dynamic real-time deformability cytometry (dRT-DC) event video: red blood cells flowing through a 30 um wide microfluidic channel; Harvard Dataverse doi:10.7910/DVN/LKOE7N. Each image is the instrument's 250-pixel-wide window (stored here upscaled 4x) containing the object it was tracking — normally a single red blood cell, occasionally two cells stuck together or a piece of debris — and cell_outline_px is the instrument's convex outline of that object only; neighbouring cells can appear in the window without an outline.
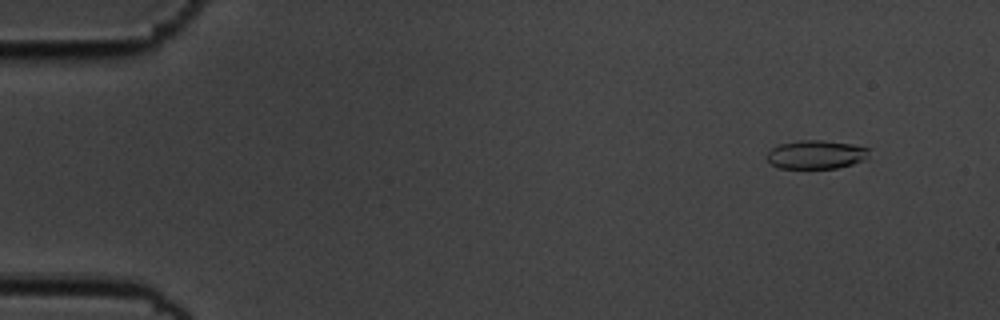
{"species": "common noctule bat (a hibernating species)", "species_latin": "Nyctalus noctula", "temperature_condition": "cold", "stored_images_in_passage": 55, "camera_frame_rate_fps": 3000, "um_per_image_px": 0.085, "animal": {"sex": "male", "body_mass_g": 19.5, "forearm_length_mm": 54.6}, "frame": {"image": 1, "passage_image": 5, "time_ms": 1.333, "image_size_px": [1000, 320], "cell_outline_px": [[868, 160], [836, 168], [780, 168], [772, 164], [764, 156], [772, 148], [780, 144], [800, 140], [824, 140], [852, 144], [868, 148]], "centroid_in_image_um": [69.38, 13.14], "position_along_channel_um": 15.6, "area_um2": 17.11}}
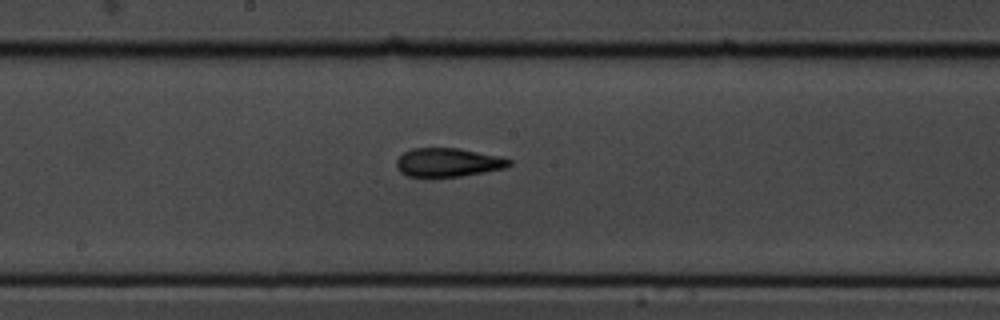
{"frame": {"image": 2, "passage_image": 30, "time_ms": 9.667, "image_size_px": [1000, 320], "cell_outline_px": [[512, 164], [504, 168], [460, 176], [408, 176], [400, 172], [396, 168], [396, 160], [404, 152], [412, 148], [456, 148], [500, 156], [512, 160]], "centroid_in_image_um": [38.06, 13.79], "position_along_channel_um": 210.1, "area_um2": 18.61}}
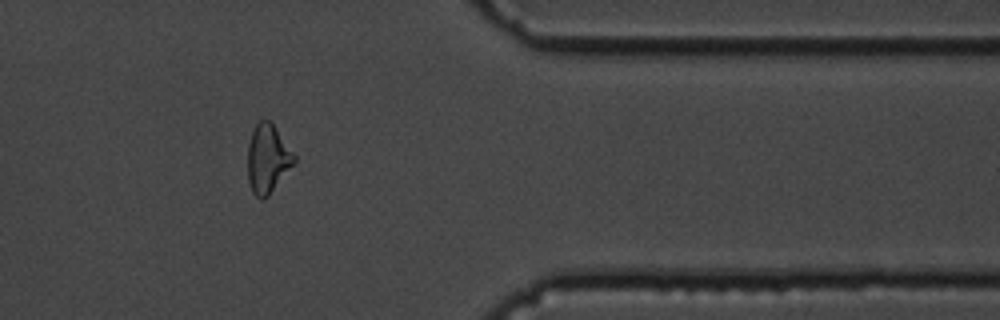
{"frame": {"image": 3, "passage_image": 46, "time_ms": 15.0, "image_size_px": [1000, 320], "cell_outline_px": [[296, 160], [268, 196], [264, 200], [260, 200], [252, 192], [248, 180], [248, 144], [252, 132], [256, 124], [260, 120], [272, 120], [296, 156]], "centroid_in_image_um": [22.75, 13.47], "position_along_channel_um": 388.7, "area_um2": 18.67}, "authors_computed_cell_mechanics": {"area_um2": 18.496, "velocity_mm_per_s": 3.6458, "shape_relaxation_time_tau1_ms": 5.4315, "shape_relaxation_time_tau2_ms": 2.8205, "deformation_change_tau1": 0.1792, "deformation_change_tau2": 0.1027}}